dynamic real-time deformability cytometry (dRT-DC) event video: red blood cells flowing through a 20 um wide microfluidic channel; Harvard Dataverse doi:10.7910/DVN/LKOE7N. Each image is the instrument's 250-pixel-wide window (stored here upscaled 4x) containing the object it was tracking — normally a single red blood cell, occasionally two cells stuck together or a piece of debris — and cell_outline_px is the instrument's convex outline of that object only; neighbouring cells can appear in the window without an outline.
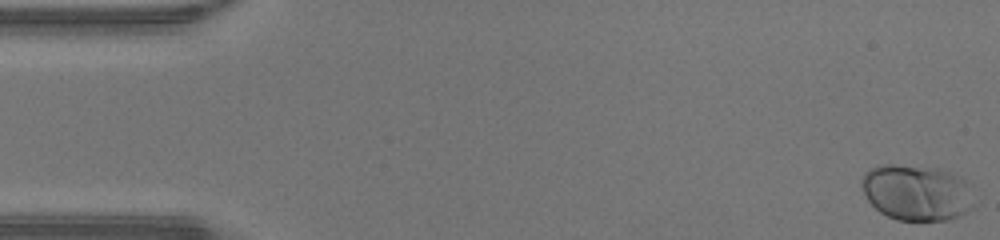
{"species": "human", "species_latin": "Homo sapiens", "temperature_condition": "warm", "stored_images_in_passage": 48, "camera_frame_rate_fps": 3000, "um_per_image_px": 0.085, "donor": {"sex": "male"}, "frame": {"image": 1, "passage_image": 1, "time_ms": 0.0, "image_size_px": [1000, 240], "cell_outline_px": [[976, 208], [948, 220], [896, 220], [880, 212], [868, 200], [860, 184], [860, 180], [864, 172], [880, 164], [892, 164], [940, 168], [968, 180], [976, 204]], "centroid_in_image_um": [77.96, 16.36], "position_along_channel_um": 7.0, "area_um2": 37.28}}
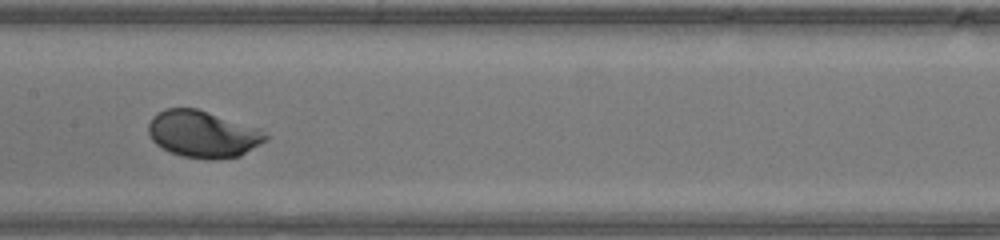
{"frame": {"image": 2, "passage_image": 24, "time_ms": 7.667, "image_size_px": [1000, 240], "cell_outline_px": [[268, 136], [264, 140], [240, 156], [216, 160], [208, 160], [184, 156], [168, 152], [160, 148], [152, 140], [148, 132], [148, 124], [152, 116], [164, 108], [196, 108], [260, 128]], "centroid_in_image_um": [17.2, 11.4], "position_along_channel_um": 190.2, "area_um2": 32.08}}
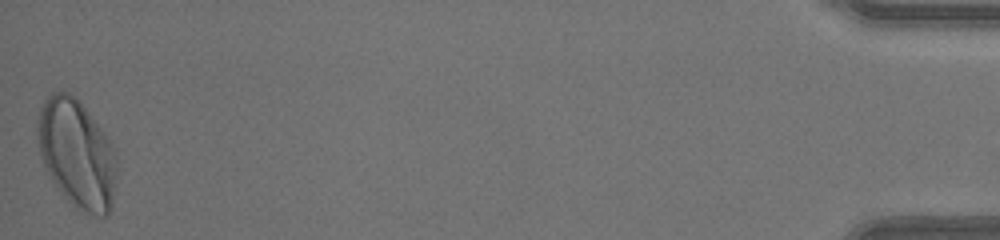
{"frame": {"image": 3, "passage_image": 48, "time_ms": 15.667, "image_size_px": [1000, 240], "cell_outline_px": [[116, 176], [112, 204], [108, 216], [96, 216], [76, 208], [60, 192], [52, 180], [44, 164], [36, 140], [36, 128], [40, 108], [44, 100], [52, 92], [64, 88], [76, 96], [80, 100], [104, 132], [112, 144], [116, 156]], "centroid_in_image_um": [6.52, 13.02], "position_along_channel_um": 428.7, "area_um2": 50.52}, "authors_computed_cell_mechanics": {"area_um2": 31.2698, "velocity_mm_per_s": 4.3074, "shape_relaxation_time_tau1_ms": 1.7947, "shape_relaxation_time_tau2_ms": null, "deformation_change_tau1": 0.1462, "deformation_change_tau2": null}}